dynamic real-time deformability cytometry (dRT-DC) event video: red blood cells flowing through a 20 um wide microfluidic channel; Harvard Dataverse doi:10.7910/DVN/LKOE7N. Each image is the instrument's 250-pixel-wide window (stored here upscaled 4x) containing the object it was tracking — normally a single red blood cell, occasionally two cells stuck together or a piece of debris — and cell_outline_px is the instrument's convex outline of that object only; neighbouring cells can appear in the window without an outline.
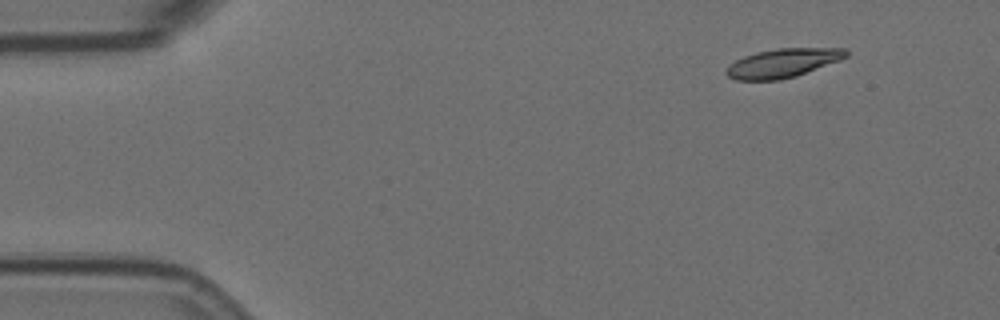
{"species": "Egyptian fruit bat (a non-hibernating species)", "species_latin": "Rousettus aegyptiacus", "temperature_condition": "room temperature", "stored_images_in_passage": 4, "camera_frame_rate_fps": 3000, "um_per_image_px": 0.085, "animal": {"sex": "female"}, "frame": {"image": 1, "passage_image": 1, "time_ms": 0.0, "image_size_px": [1000, 320], "cell_outline_px": [[848, 56], [840, 60], [796, 76], [780, 80], [736, 80], [728, 76], [724, 72], [728, 64], [744, 56], [756, 52], [776, 48], [848, 48]], "centroid_in_image_um": [66.53, 5.35], "position_along_channel_um": 18.5, "area_um2": 20.29}}
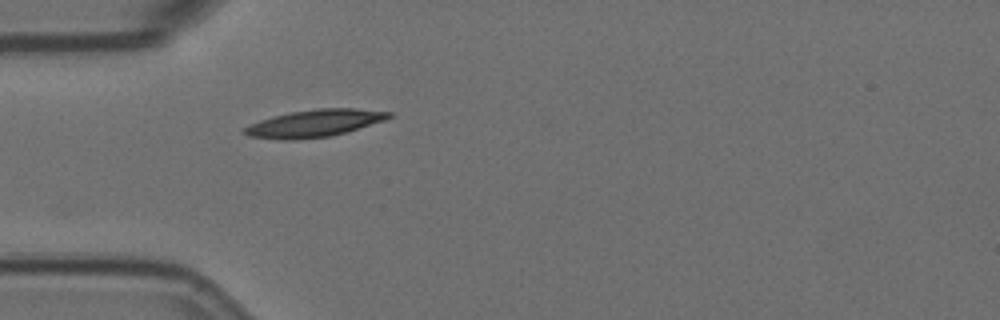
{"frame": {"image": 2, "passage_image": 4, "time_ms": 1.0, "image_size_px": [1000, 320], "cell_outline_px": [[392, 116], [384, 120], [344, 132], [328, 136], [292, 140], [288, 140], [248, 136], [240, 132], [244, 128], [260, 120], [272, 116], [292, 112], [316, 108], [356, 108], [392, 112]], "centroid_in_image_um": [26.7, 10.47], "position_along_channel_um": 58.3, "area_um2": 22.6}}